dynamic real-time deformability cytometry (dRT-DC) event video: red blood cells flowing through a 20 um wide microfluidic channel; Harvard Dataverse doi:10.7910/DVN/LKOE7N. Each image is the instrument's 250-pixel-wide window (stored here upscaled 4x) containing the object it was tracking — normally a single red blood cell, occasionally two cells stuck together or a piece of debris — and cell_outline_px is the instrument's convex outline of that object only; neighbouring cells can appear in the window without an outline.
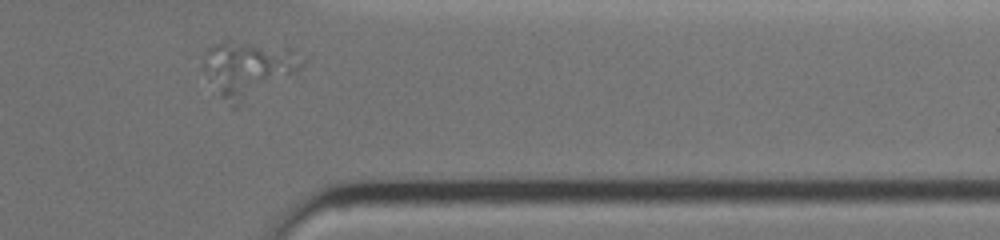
{"species": "common noctule bat (a hibernating species)", "species_latin": "Nyctalus noctula", "temperature_condition": "warm", "stored_images_in_passage": 43, "camera_frame_rate_fps": 3000, "um_per_image_px": 0.085, "animal": {"sex": "female", "body_mass_g": 19.0, "forearm_length_mm": 51.5}, "frame": {"image": 1, "passage_image": 41, "time_ms": 7.667, "image_size_px": [1000, 240], "cell_outline_px": [[308, 60], [300, 68], [236, 108], [232, 108], [220, 96], [208, 80], [204, 68], [204, 56], [208, 48], [224, 40], [228, 40], [292, 48]], "centroid_in_image_um": [21.08, 5.84], "position_along_channel_um": 390.3, "area_um2": 31.79}}